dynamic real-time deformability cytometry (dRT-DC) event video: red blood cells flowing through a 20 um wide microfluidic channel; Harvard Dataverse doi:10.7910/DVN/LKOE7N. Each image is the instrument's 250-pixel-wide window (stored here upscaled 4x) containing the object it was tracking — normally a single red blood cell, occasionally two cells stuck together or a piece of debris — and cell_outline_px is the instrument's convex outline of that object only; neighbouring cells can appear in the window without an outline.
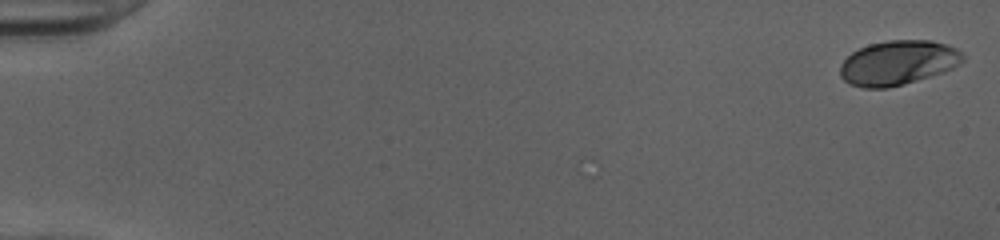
{"species": "human", "species_latin": "Homo sapiens", "temperature_condition": "cold", "stored_images_in_passage": 51, "camera_frame_rate_fps": 3000, "um_per_image_px": 0.085, "donor": {"sex": "female"}, "frame": {"image": 1, "passage_image": 1, "time_ms": 0.0, "image_size_px": [1000, 240], "cell_outline_px": [[964, 60], [960, 64], [944, 72], [904, 84], [888, 88], [864, 88], [848, 84], [840, 76], [840, 64], [852, 52], [868, 44], [888, 40], [932, 40], [948, 44], [956, 48], [964, 56]], "centroid_in_image_um": [76.33, 5.33], "position_along_channel_um": 8.7, "area_um2": 32.08}}
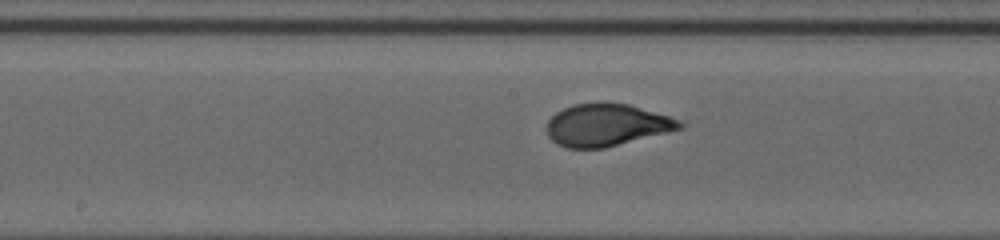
{"frame": {"image": 2, "passage_image": 28, "time_ms": 9.0, "image_size_px": [1000, 240], "cell_outline_px": [[684, 128], [604, 148], [568, 148], [556, 144], [548, 136], [548, 120], [556, 112], [572, 104], [600, 100], [628, 104], [668, 116], [680, 120], [684, 124]], "centroid_in_image_um": [51.55, 10.6], "position_along_channel_um": 196.6, "area_um2": 33.0}}
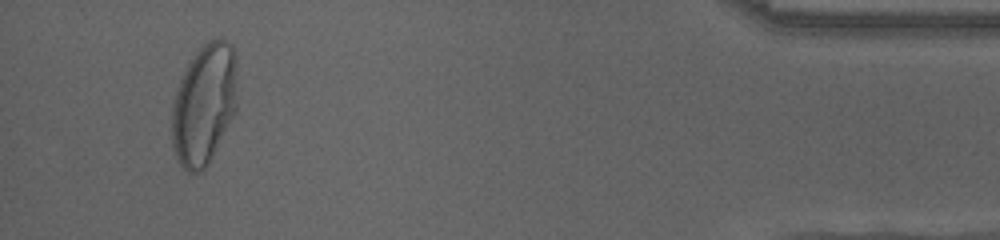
{"frame": {"image": 3, "passage_image": 49, "time_ms": 16.0, "image_size_px": [1000, 240], "cell_outline_px": [[236, 108], [208, 164], [200, 172], [188, 172], [180, 164], [172, 148], [172, 100], [180, 80], [188, 64], [196, 52], [208, 40], [216, 36], [232, 44], [236, 48]], "centroid_in_image_um": [17.34, 8.82], "position_along_channel_um": 417.9, "area_um2": 46.01}, "authors_computed_cell_mechanics": {"area_um2": 32.7726, "velocity_mm_per_s": 4.035, "shape_relaxation_time_tau1_ms": 3.5969, "shape_relaxation_time_tau2_ms": null, "deformation_change_tau1": 0.1819, "deformation_change_tau2": null}}